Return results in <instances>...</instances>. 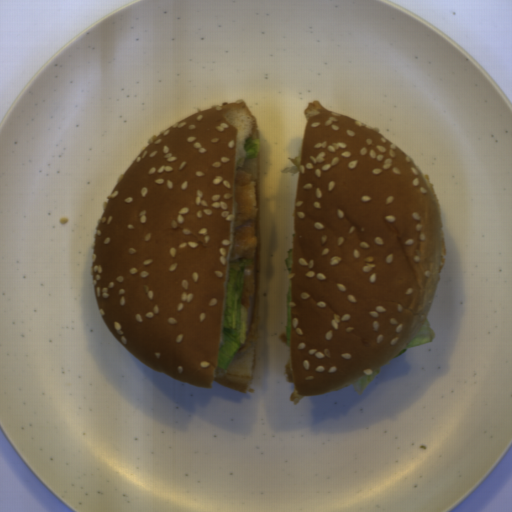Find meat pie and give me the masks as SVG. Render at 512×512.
Returning a JSON list of instances; mask_svg holds the SVG:
<instances>
[{"label":"meat pie","instance_id":"b5893723","mask_svg":"<svg viewBox=\"0 0 512 512\" xmlns=\"http://www.w3.org/2000/svg\"><path fill=\"white\" fill-rule=\"evenodd\" d=\"M234 200L237 204L230 253V262L236 259H250L245 271L240 302L246 308L247 326L245 344L239 354L252 348L259 340L260 304L258 288V266L256 228L259 203L255 175L238 169L235 180Z\"/></svg>","mask_w":512,"mask_h":512},{"label":"meat pie","instance_id":"c0bc52ac","mask_svg":"<svg viewBox=\"0 0 512 512\" xmlns=\"http://www.w3.org/2000/svg\"><path fill=\"white\" fill-rule=\"evenodd\" d=\"M284 370H285L284 374L286 375V381L293 384L294 378H293L292 366H291L290 361L288 363H286Z\"/></svg>","mask_w":512,"mask_h":512},{"label":"meat pie","instance_id":"742d133d","mask_svg":"<svg viewBox=\"0 0 512 512\" xmlns=\"http://www.w3.org/2000/svg\"><path fill=\"white\" fill-rule=\"evenodd\" d=\"M278 339L287 345V333L280 334Z\"/></svg>","mask_w":512,"mask_h":512}]
</instances>
